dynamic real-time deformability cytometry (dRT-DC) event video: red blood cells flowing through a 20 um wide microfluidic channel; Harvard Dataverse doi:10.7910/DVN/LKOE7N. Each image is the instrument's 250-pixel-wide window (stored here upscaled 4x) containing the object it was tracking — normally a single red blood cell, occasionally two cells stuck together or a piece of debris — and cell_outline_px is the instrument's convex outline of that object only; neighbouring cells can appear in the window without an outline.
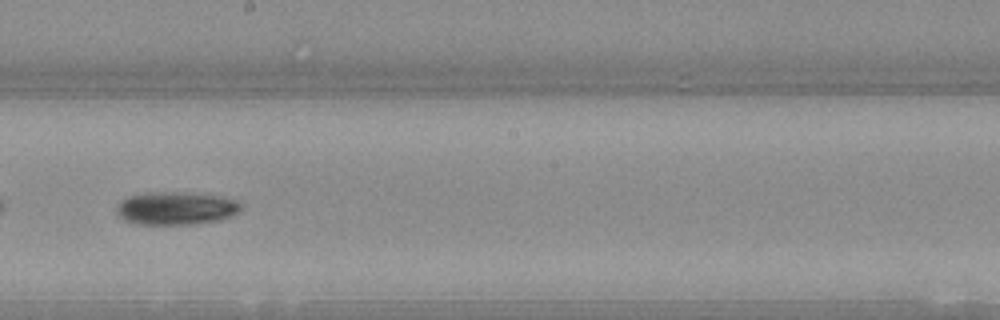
{"species": "Egyptian fruit bat (a non-hibernating species)", "species_latin": "Rousettus aegyptiacus", "temperature_condition": "warm", "stored_images_in_passage": 45, "camera_frame_rate_fps": 3000, "um_per_image_px": 0.085, "animal": {"sex": "female"}, "frame": {"image": 1, "passage_image": 24, "time_ms": 7.667, "image_size_px": [1000, 320], "cell_outline_px": [[240, 208], [236, 212], [220, 220], [200, 224], [132, 224], [124, 220], [116, 212], [116, 208], [128, 196], [160, 192], [216, 196], [236, 200], [240, 204]], "centroid_in_image_um": [14.92, 17.74], "position_along_channel_um": 233.3, "area_um2": 23.18}, "authors_computed_cell_mechanics": {"area_um2": 22.4264, "velocity_mm_per_s": 4.0521, "shape_relaxation_time_tau1_ms": 2.4016, "shape_relaxation_time_tau2_ms": null, "deformation_change_tau1": 0.1595, "deformation_change_tau2": null}}